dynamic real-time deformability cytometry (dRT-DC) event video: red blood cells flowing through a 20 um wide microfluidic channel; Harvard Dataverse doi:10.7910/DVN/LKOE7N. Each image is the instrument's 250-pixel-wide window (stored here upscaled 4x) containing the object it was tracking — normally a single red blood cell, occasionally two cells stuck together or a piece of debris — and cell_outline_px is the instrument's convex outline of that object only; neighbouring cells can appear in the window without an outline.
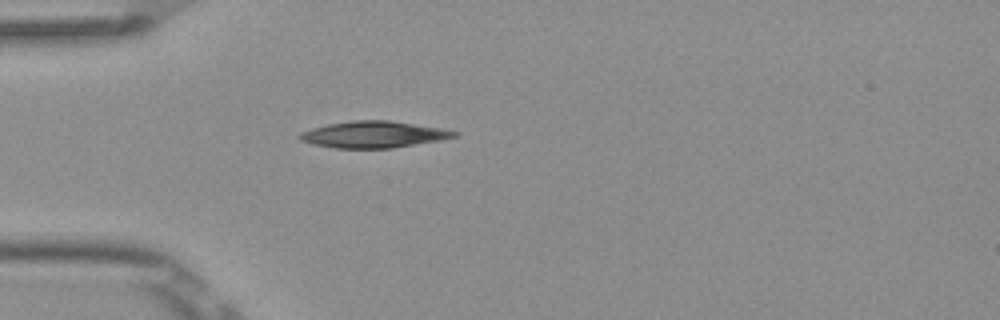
{"species": "Egyptian fruit bat (a non-hibernating species)", "species_latin": "Rousettus aegyptiacus", "temperature_condition": "room temperature", "stored_images_in_passage": 1, "camera_frame_rate_fps": 3000, "um_per_image_px": 0.085, "frame": {"image": 1, "passage_image": 1, "time_ms": 0.0, "image_size_px": [1000, 320], "cell_outline_px": [[460, 132], [456, 136], [440, 140], [392, 148], [336, 148], [312, 144], [300, 140], [296, 136], [300, 132], [312, 128], [328, 124], [352, 120], [388, 120], [440, 128]], "centroid_in_image_um": [31.71, 11.43], "position_along_channel_um": 53.3, "area_um2": 23.81}}